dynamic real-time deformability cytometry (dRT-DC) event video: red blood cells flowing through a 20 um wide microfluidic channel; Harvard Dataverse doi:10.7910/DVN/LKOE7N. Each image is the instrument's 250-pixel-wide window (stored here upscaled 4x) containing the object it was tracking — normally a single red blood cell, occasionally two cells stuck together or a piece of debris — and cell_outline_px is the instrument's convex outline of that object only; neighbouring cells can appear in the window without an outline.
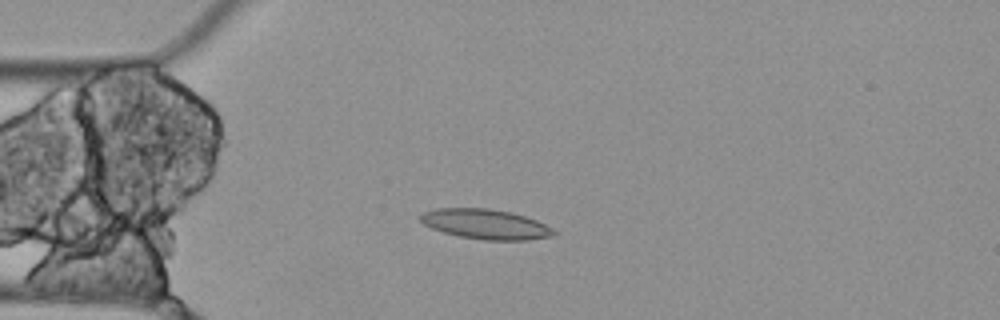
{"species": "Egyptian fruit bat (a non-hibernating species)", "species_latin": "Rousettus aegyptiacus", "temperature_condition": "cold", "stored_images_in_passage": 6, "camera_frame_rate_fps": 3000, "um_per_image_px": 0.085, "animal": {"sex": "female"}, "frame": {"image": 1, "passage_image": 4, "time_ms": 1.0, "image_size_px": [1000, 320], "cell_outline_px": [[556, 236], [528, 240], [484, 240], [460, 236], [444, 232], [432, 228], [424, 224], [416, 216], [424, 212], [436, 208], [488, 208], [512, 212], [536, 220], [552, 228], [556, 232]], "centroid_in_image_um": [41.28, 19.05], "position_along_channel_um": 43.7, "area_um2": 23.35}}
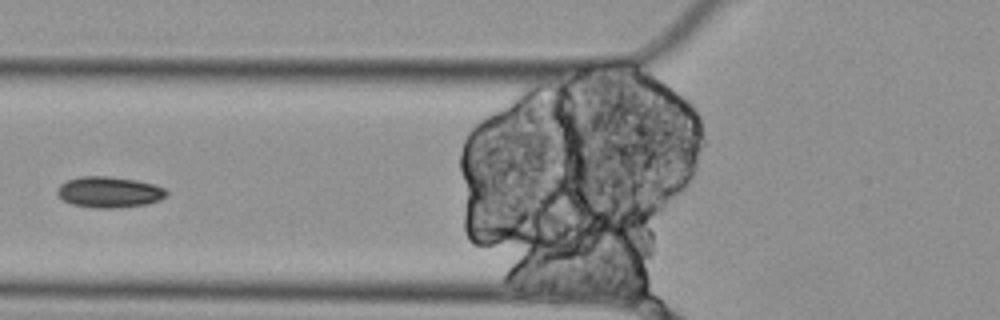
{"frame": {"image": 2, "passage_image": 6, "time_ms": 1.667, "image_size_px": [1000, 320], "cell_outline_px": [[168, 196], [160, 200], [148, 204], [120, 208], [92, 208], [72, 204], [64, 200], [56, 192], [56, 188], [60, 184], [68, 180], [80, 176], [108, 176], [136, 180], [156, 184], [164, 188], [168, 192]], "centroid_in_image_um": [9.31, 16.33], "position_along_channel_um": 116.5, "area_um2": 20.0}}